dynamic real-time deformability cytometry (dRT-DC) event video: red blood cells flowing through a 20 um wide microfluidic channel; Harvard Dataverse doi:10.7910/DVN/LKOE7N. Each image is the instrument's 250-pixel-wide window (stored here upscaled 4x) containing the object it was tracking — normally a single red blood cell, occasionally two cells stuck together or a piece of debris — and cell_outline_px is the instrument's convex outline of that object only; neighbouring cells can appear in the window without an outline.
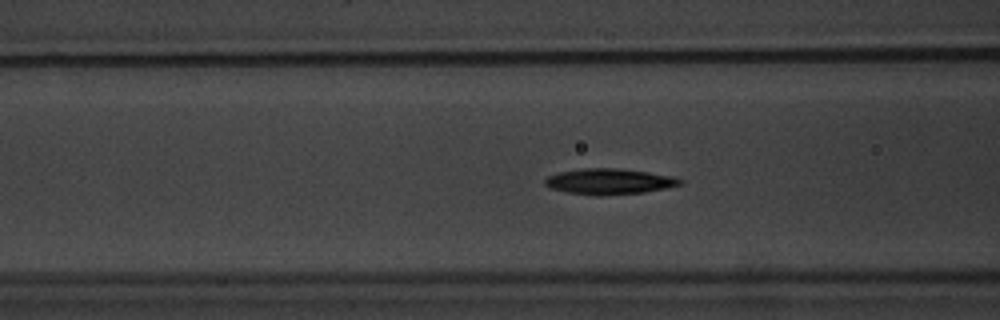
{"species": "common noctule bat (a hibernating species)", "species_latin": "Nyctalus noctula", "temperature_condition": "warm", "stored_images_in_passage": 48, "camera_frame_rate_fps": 3000, "um_per_image_px": 0.085, "animal": {"sex": "male", "body_mass_g": 20.1, "forearm_length_mm": 53.5}, "frame": {"image": 1, "passage_image": 15, "time_ms": 4.667, "image_size_px": [1000, 320], "cell_outline_px": [[684, 184], [644, 192], [600, 196], [596, 196], [568, 192], [548, 188], [544, 184], [544, 180], [548, 176], [560, 172], [584, 168], [620, 168], [648, 172], [672, 176], [684, 180]], "centroid_in_image_um": [51.79, 15.43], "position_along_channel_um": 114.8, "area_um2": 20.35}}
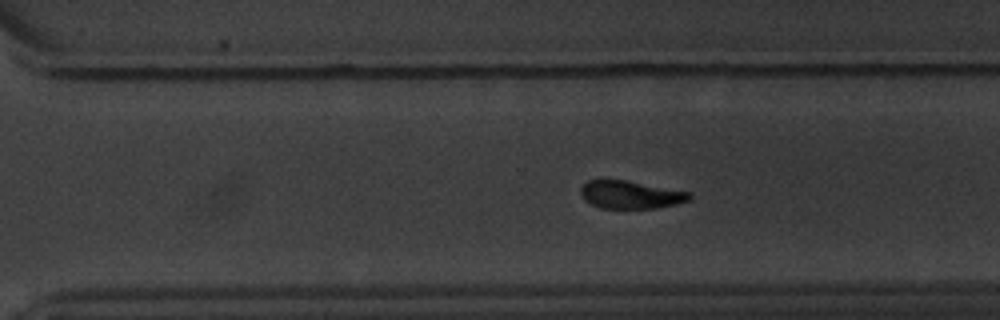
{"frame": {"image": 2, "passage_image": 31, "time_ms": 10.0, "image_size_px": [1000, 320], "cell_outline_px": [[692, 196], [688, 200], [676, 204], [656, 208], [600, 208], [584, 200], [580, 192], [580, 188], [588, 180], [604, 176], [692, 192]], "centroid_in_image_um": [53.54, 16.5], "position_along_channel_um": 317.1, "area_um2": 18.21}}
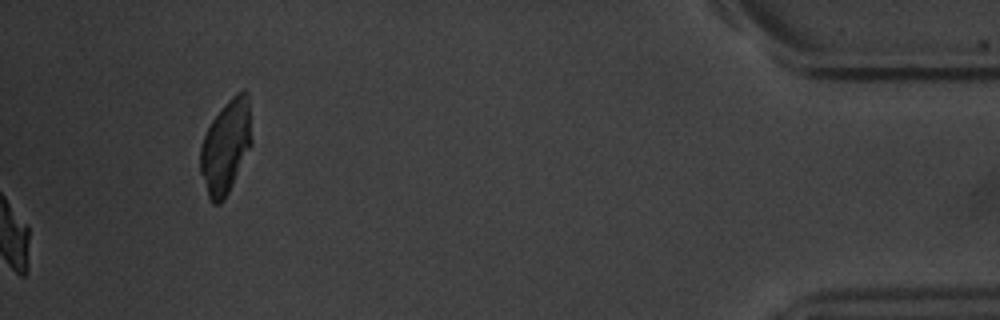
{"frame": {"image": 3, "passage_image": 48, "time_ms": 15.667, "image_size_px": [1000, 320], "cell_outline_px": [[252, 144], [224, 200], [220, 204], [212, 204], [208, 196], [200, 172], [200, 148], [204, 136], [212, 120], [228, 100], [236, 92], [244, 88], [248, 92], [252, 140]], "centroid_in_image_um": [19.2, 12.44], "position_along_channel_um": 416.0, "area_um2": 27.92}, "authors_computed_cell_mechanics": {"area_um2": 19.1607, "velocity_mm_per_s": 3.794, "shape_relaxation_time_tau1_ms": 3.3904, "shape_relaxation_time_tau2_ms": 4.2915, "deformation_change_tau1": 0.1447, "deformation_change_tau2": 0.1213}}